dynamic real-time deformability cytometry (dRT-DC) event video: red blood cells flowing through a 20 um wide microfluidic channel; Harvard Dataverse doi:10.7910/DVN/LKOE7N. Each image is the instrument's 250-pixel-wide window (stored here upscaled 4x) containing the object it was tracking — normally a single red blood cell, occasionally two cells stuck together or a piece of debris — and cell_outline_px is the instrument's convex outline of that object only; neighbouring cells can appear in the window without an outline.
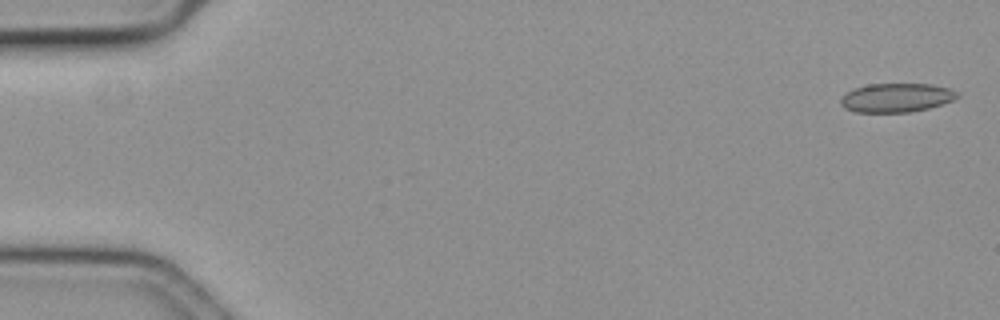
{"species": "common noctule bat (a hibernating species)", "species_latin": "Nyctalus noctula", "temperature_condition": "cold", "stored_images_in_passage": 59, "camera_frame_rate_fps": 3000, "um_per_image_px": 0.085, "animal": {"sex": "female", "body_mass_g": 19.3, "forearm_length_mm": 54.1}, "frame": {"image": 1, "passage_image": 2, "time_ms": 0.333, "image_size_px": [1000, 320], "cell_outline_px": [[960, 96], [952, 100], [928, 108], [908, 112], [856, 112], [844, 108], [840, 104], [840, 100], [848, 92], [856, 88], [868, 84], [932, 84], [948, 88], [960, 92]], "centroid_in_image_um": [76.21, 8.3], "position_along_channel_um": 8.8, "area_um2": 19.48}}
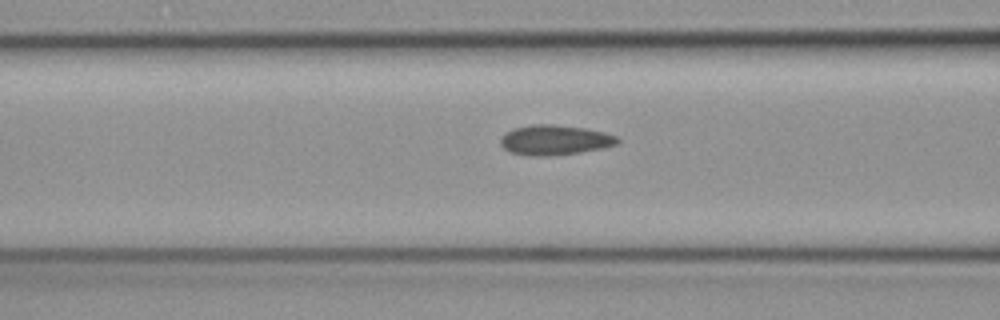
{"frame": {"image": 2, "passage_image": 24, "time_ms": 7.667, "image_size_px": [1000, 320], "cell_outline_px": [[620, 140], [616, 144], [604, 148], [580, 152], [548, 156], [528, 156], [508, 152], [500, 144], [500, 140], [504, 132], [512, 128], [532, 124], [552, 124], [584, 128], [604, 132], [616, 136]], "centroid_in_image_um": [47.1, 11.9], "position_along_channel_um": 119.5, "area_um2": 20.63}}
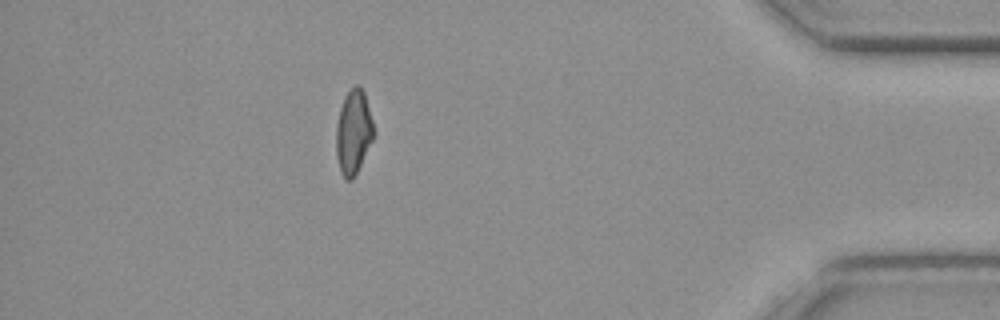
{"frame": {"image": 3, "passage_image": 52, "time_ms": 17.0, "image_size_px": [1000, 320], "cell_outline_px": [[372, 140], [352, 180], [344, 180], [340, 172], [336, 156], [336, 124], [340, 108], [344, 96], [356, 84], [360, 84], [364, 92], [372, 120]], "centroid_in_image_um": [30.0, 11.22], "position_along_channel_um": 405.2, "area_um2": 18.15}, "authors_computed_cell_mechanics": {"area_um2": 19.8254, "velocity_mm_per_s": 3.5879, "shape_relaxation_time_tau1_ms": null, "shape_relaxation_time_tau2_ms": 3.5475, "deformation_change_tau1": null, "deformation_change_tau2": 0.0772}}